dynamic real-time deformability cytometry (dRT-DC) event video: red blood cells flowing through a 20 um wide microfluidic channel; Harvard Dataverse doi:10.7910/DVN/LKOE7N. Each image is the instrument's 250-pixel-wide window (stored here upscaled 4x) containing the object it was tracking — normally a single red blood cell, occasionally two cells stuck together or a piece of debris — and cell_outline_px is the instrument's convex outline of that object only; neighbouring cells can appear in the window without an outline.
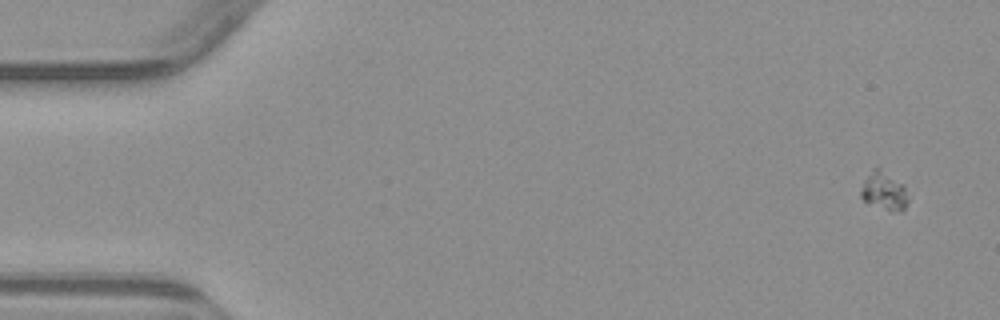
{"species": "common noctule bat (a hibernating species)", "species_latin": "Nyctalus noctula", "temperature_condition": "warm", "stored_images_in_passage": 5, "camera_frame_rate_fps": 3000, "um_per_image_px": 0.085, "animal": {"sex": "male", "body_mass_g": 23.1, "forearm_length_mm": 52.7}, "frame": {"image": 1, "passage_image": 1, "time_ms": 0.0, "image_size_px": [1000, 320], "cell_outline_px": [[908, 200], [904, 208], [900, 212], [892, 212], [868, 204], [860, 196], [860, 192], [864, 180], [872, 168], [876, 164], [904, 184]], "centroid_in_image_um": [75.13, 16.21], "position_along_channel_um": 9.9, "area_um2": 10.87}}
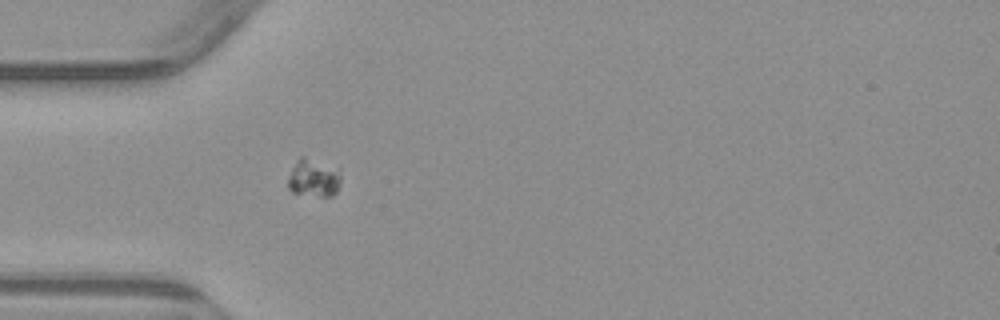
{"frame": {"image": 2, "passage_image": 5, "time_ms": 4.667, "image_size_px": [1000, 320], "cell_outline_px": [[340, 184], [336, 192], [332, 196], [320, 196], [292, 192], [288, 188], [288, 176], [292, 168], [300, 156], [304, 156], [340, 168]], "centroid_in_image_um": [26.68, 15.11], "position_along_channel_um": 58.3, "area_um2": 11.79}}